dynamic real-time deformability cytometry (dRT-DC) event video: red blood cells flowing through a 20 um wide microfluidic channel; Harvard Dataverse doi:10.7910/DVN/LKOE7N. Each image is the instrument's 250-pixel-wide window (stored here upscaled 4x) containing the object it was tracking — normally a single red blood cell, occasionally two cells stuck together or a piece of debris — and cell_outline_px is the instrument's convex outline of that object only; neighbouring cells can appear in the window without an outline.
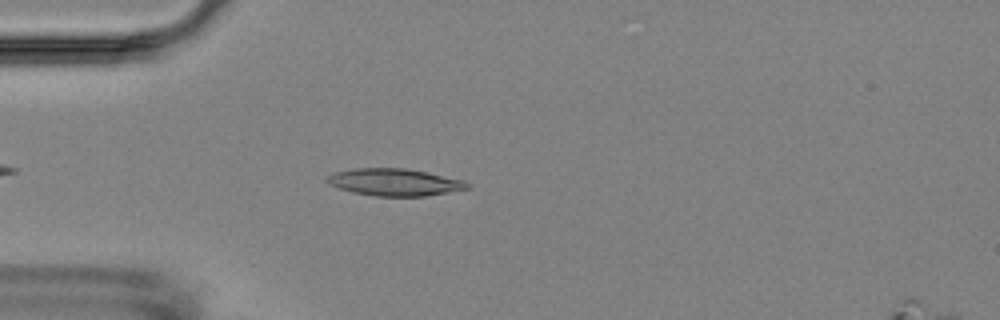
{"species": "Egyptian fruit bat (a non-hibernating species)", "species_latin": "Rousettus aegyptiacus", "temperature_condition": "room temperature", "stored_images_in_passage": 3, "camera_frame_rate_fps": 3000, "um_per_image_px": 0.085, "animal": {"sex": "female"}, "frame": {"image": 1, "passage_image": 2, "time_ms": 1.333, "image_size_px": [1000, 320], "cell_outline_px": [[468, 188], [424, 196], [376, 196], [352, 192], [340, 188], [324, 180], [324, 176], [336, 172], [356, 168], [404, 168], [428, 172], [464, 180], [468, 184]], "centroid_in_image_um": [33.5, 15.48], "position_along_channel_um": 51.5, "area_um2": 21.96}}